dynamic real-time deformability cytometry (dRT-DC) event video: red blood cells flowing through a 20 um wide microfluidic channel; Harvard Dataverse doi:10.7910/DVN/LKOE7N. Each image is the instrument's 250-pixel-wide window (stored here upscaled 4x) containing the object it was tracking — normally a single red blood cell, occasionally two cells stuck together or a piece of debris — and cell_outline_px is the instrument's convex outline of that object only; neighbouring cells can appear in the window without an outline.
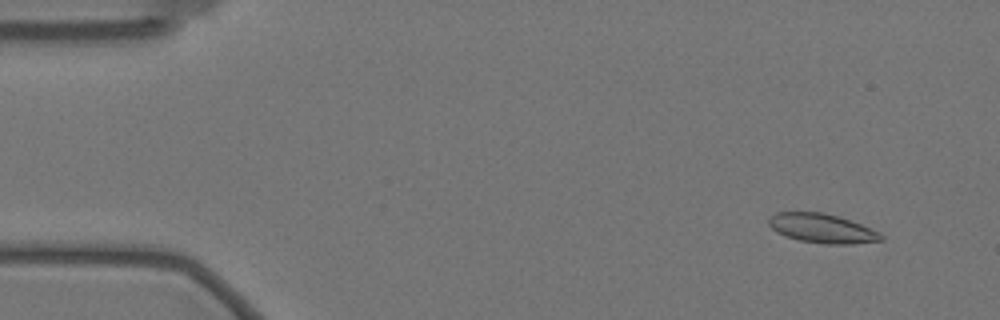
{"species": "Egyptian fruit bat (a non-hibernating species)", "species_latin": "Rousettus aegyptiacus", "temperature_condition": "warm", "stored_images_in_passage": 58, "camera_frame_rate_fps": 3000, "um_per_image_px": 0.085, "animal": {"sex": "female"}, "frame": {"image": 1, "passage_image": 5, "time_ms": 1.333, "image_size_px": [1000, 320], "cell_outline_px": [[884, 240], [852, 244], [824, 244], [800, 240], [784, 236], [776, 232], [768, 224], [768, 220], [776, 212], [824, 212], [860, 224], [884, 236]], "centroid_in_image_um": [69.83, 19.42], "position_along_channel_um": 15.2, "area_um2": 18.9}}
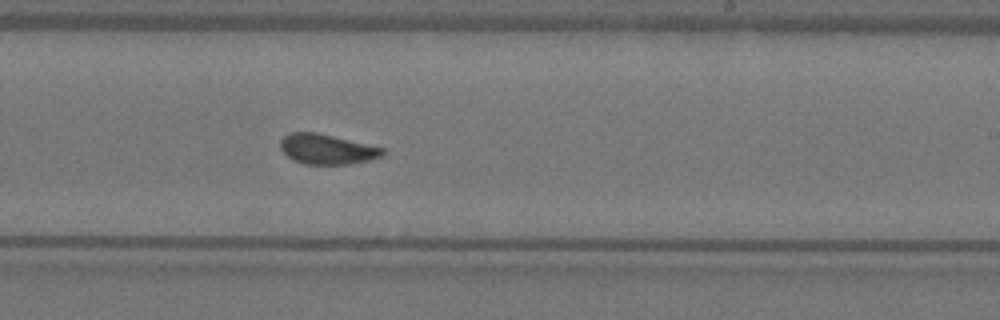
{"frame": {"image": 2, "passage_image": 35, "time_ms": 11.333, "image_size_px": [1000, 320], "cell_outline_px": [[384, 156], [352, 164], [304, 164], [292, 160], [280, 148], [280, 140], [288, 132], [316, 132], [384, 148]], "centroid_in_image_um": [27.77, 12.68], "position_along_channel_um": 261.2, "area_um2": 17.92}}
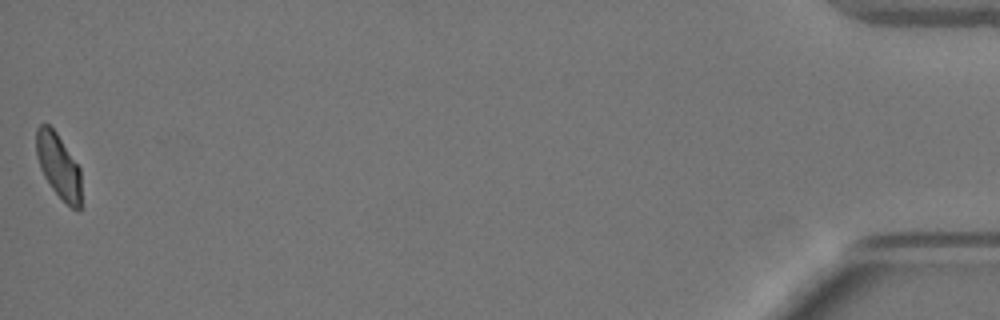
{"frame": {"image": 3, "passage_image": 58, "time_ms": 19.0, "image_size_px": [1000, 320], "cell_outline_px": [[80, 212], [76, 212], [52, 188], [44, 176], [40, 168], [36, 156], [36, 128], [40, 124], [48, 124], [56, 132], [80, 168]], "centroid_in_image_um": [4.96, 14.09], "position_along_channel_um": 430.2, "area_um2": 16.76}, "authors_computed_cell_mechanics": {"area_um2": 18.4382, "velocity_mm_per_s": 3.484, "shape_relaxation_time_tau1_ms": 9.2423, "shape_relaxation_time_tau2_ms": null, "deformation_change_tau1": 0.1586, "deformation_change_tau2": null}}